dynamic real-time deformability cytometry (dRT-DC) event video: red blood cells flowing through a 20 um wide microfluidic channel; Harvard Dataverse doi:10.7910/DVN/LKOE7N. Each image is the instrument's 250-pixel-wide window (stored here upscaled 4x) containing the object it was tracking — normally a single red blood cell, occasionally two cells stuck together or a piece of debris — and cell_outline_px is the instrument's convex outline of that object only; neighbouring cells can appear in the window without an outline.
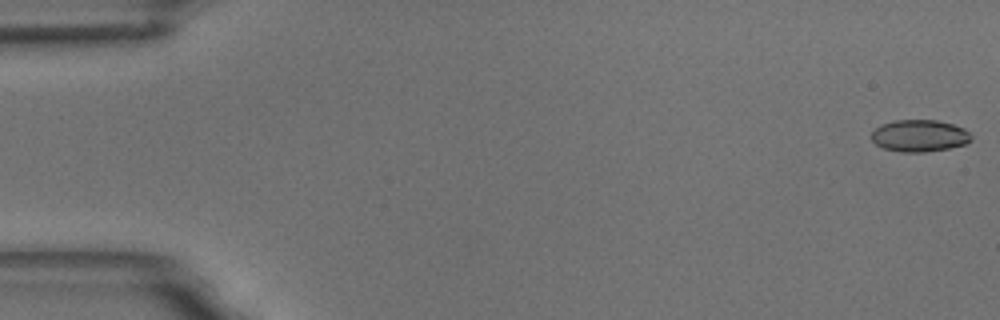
{"species": "common noctule bat (a hibernating species)", "species_latin": "Nyctalus noctula", "temperature_condition": "room temperature", "stored_images_in_passage": 59, "camera_frame_rate_fps": 3000, "um_per_image_px": 0.085, "animal": {"sex": "male", "body_mass_g": 18.8}, "frame": {"image": 1, "passage_image": 1, "time_ms": 0.0, "image_size_px": [1000, 320], "cell_outline_px": [[972, 140], [964, 144], [948, 148], [924, 152], [900, 152], [884, 148], [876, 144], [872, 140], [872, 132], [880, 124], [896, 120], [936, 120], [952, 124], [964, 128], [972, 136]], "centroid_in_image_um": [78.15, 11.53], "position_along_channel_um": 6.9, "area_um2": 18.5}}
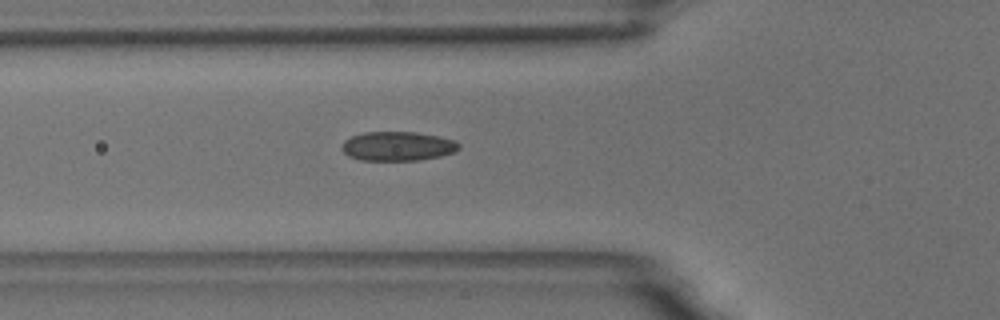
{"frame": {"image": 2, "passage_image": 21, "time_ms": 6.667, "image_size_px": [1000, 320], "cell_outline_px": [[460, 148], [456, 152], [440, 156], [420, 160], [360, 160], [348, 156], [340, 148], [344, 140], [352, 136], [364, 132], [416, 132], [440, 136], [456, 140], [460, 144]], "centroid_in_image_um": [33.82, 12.42], "position_along_channel_um": 92.0, "area_um2": 20.17}}
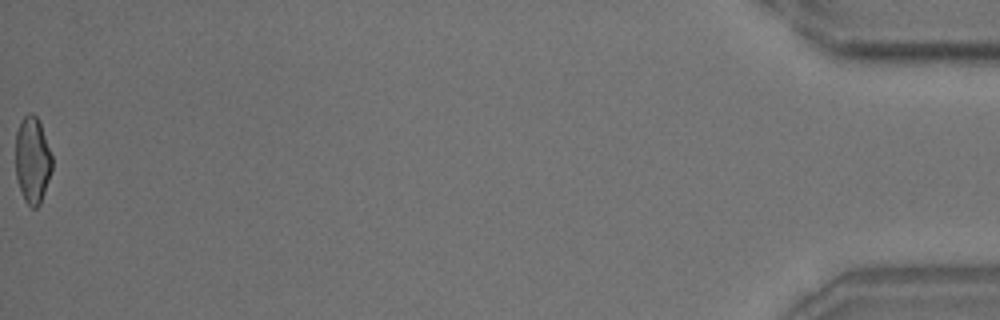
{"frame": {"image": 3, "passage_image": 59, "time_ms": 19.333, "image_size_px": [1000, 320], "cell_outline_px": [[52, 172], [40, 204], [36, 208], [32, 208], [24, 200], [16, 180], [16, 132], [20, 120], [28, 112], [32, 112], [40, 120], [52, 156]], "centroid_in_image_um": [2.76, 13.58], "position_along_channel_um": 432.4, "area_um2": 18.79}, "authors_computed_cell_mechanics": {"area_um2": 19.1896, "velocity_mm_per_s": 3.4748, "shape_relaxation_time_tau1_ms": 8.1072, "shape_relaxation_time_tau2_ms": 1.3133, "deformation_change_tau1": 0.1699, "deformation_change_tau2": 0.0596}}